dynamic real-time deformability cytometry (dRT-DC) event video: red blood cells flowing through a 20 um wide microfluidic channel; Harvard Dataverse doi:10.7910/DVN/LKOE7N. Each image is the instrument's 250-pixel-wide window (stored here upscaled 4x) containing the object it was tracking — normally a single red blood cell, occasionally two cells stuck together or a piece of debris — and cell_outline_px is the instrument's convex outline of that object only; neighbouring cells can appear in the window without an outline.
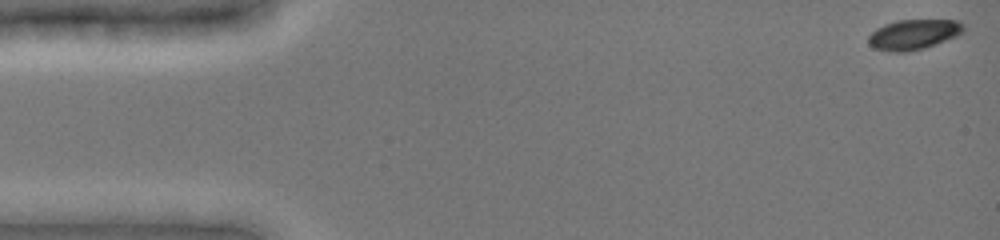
{"species": "common noctule bat (a hibernating species)", "species_latin": "Nyctalus noctula", "temperature_condition": "cold", "stored_images_in_passage": 49, "camera_frame_rate_fps": 3000, "um_per_image_px": 0.085, "animal": {"sex": "female", "body_mass_g": 19.0, "forearm_length_mm": 51.5}, "frame": {"image": 1, "passage_image": 1, "time_ms": 0.0, "image_size_px": [1000, 240], "cell_outline_px": [[964, 32], [956, 36], [936, 44], [924, 48], [908, 52], [892, 52], [872, 48], [868, 44], [868, 36], [876, 28], [884, 24], [896, 20], [956, 20], [964, 24]], "centroid_in_image_um": [77.63, 2.93], "position_along_channel_um": 7.4, "area_um2": 16.88}}
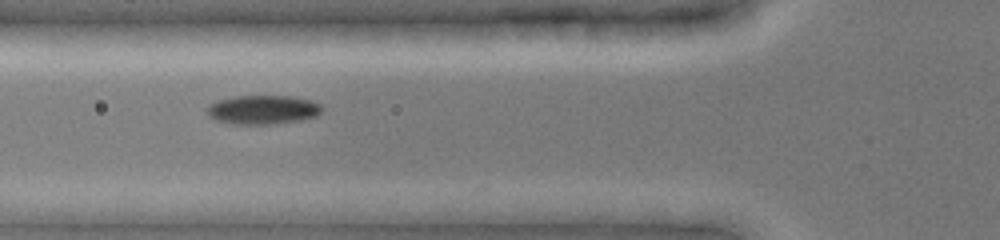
{"frame": {"image": 2, "passage_image": 18, "time_ms": 5.667, "image_size_px": [1000, 240], "cell_outline_px": [[324, 108], [316, 116], [300, 120], [272, 124], [232, 124], [216, 120], [208, 116], [208, 104], [220, 100], [236, 96], [292, 96], [312, 100], [320, 104]], "centroid_in_image_um": [22.36, 9.32], "position_along_channel_um": 103.4, "area_um2": 19.42}}
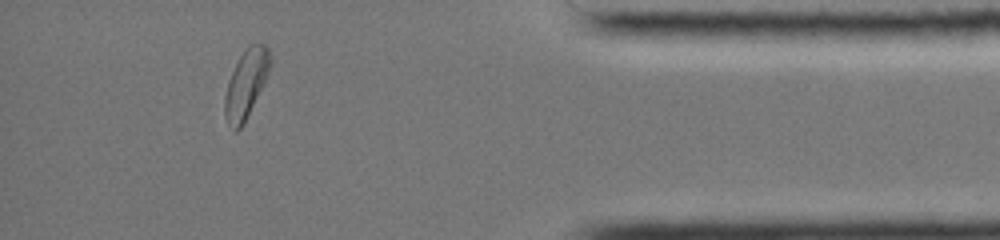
{"frame": {"image": 3, "passage_image": 44, "time_ms": 14.333, "image_size_px": [1000, 240], "cell_outline_px": [[272, 60], [268, 72], [244, 124], [236, 132], [232, 132], [224, 116], [224, 96], [228, 80], [240, 56], [248, 44], [264, 44], [268, 48]], "centroid_in_image_um": [20.88, 7.16], "position_along_channel_um": 414.3, "area_um2": 17.98}, "authors_computed_cell_mechanics": {"area_um2": 17.9758, "velocity_mm_per_s": 3.9111, "shape_relaxation_time_tau1_ms": 2.9388, "shape_relaxation_time_tau2_ms": 5.3727, "deformation_change_tau1": 0.1034, "deformation_change_tau2": 0.0686}}